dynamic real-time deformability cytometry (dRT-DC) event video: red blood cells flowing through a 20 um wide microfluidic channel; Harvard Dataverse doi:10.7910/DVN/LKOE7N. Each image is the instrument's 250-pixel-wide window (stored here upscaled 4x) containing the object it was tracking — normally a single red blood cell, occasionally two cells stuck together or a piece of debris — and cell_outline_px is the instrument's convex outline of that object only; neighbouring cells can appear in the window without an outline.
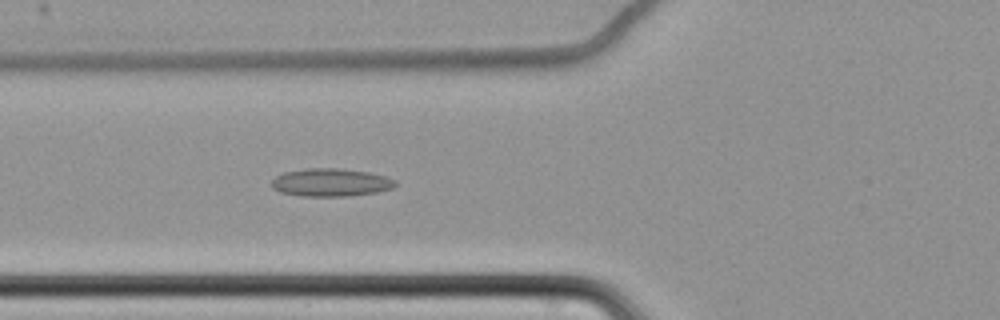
{"species": "common noctule bat (a hibernating species)", "species_latin": "Nyctalus noctula", "temperature_condition": "cold", "stored_images_in_passage": 49, "camera_frame_rate_fps": 3000, "um_per_image_px": 0.085, "animal": {"sex": "female", "body_mass_g": 22.7, "forearm_length_mm": 54.2}, "frame": {"image": 1, "passage_image": 12, "time_ms": 3.667, "image_size_px": [1000, 320], "cell_outline_px": [[396, 184], [392, 188], [376, 192], [352, 196], [300, 196], [280, 192], [272, 188], [272, 180], [276, 176], [284, 172], [304, 168], [340, 168], [368, 172], [384, 176], [396, 180]], "centroid_in_image_um": [28.09, 15.51], "position_along_channel_um": 97.7, "area_um2": 20.23}}
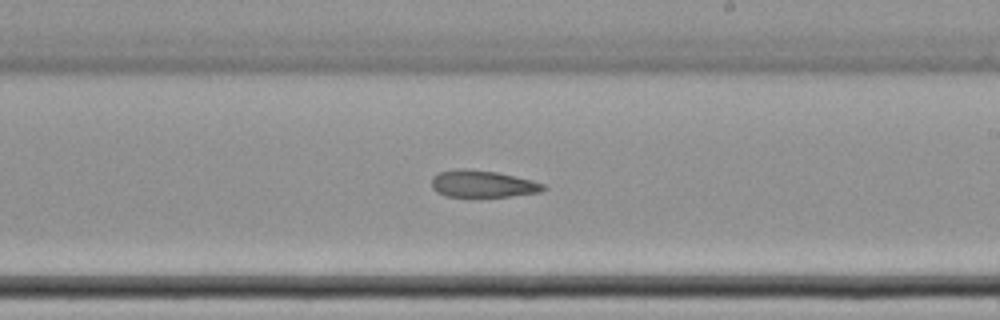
{"frame": {"image": 2, "passage_image": 25, "time_ms": 8.0, "image_size_px": [1000, 320], "cell_outline_px": [[548, 188], [540, 192], [508, 196], [444, 196], [436, 192], [432, 188], [432, 176], [436, 172], [456, 168], [464, 168], [496, 172], [532, 180], [544, 184]], "centroid_in_image_um": [40.98, 15.61], "position_along_channel_um": 248.0, "area_um2": 17.63}}
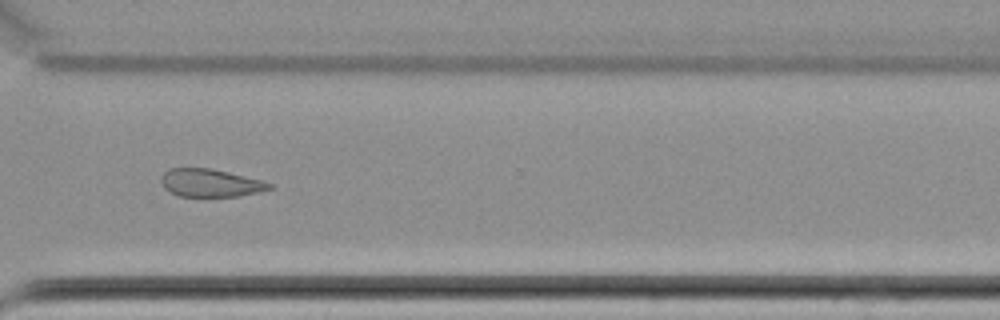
{"frame": {"image": 3, "passage_image": 34, "time_ms": 11.0, "image_size_px": [1000, 320], "cell_outline_px": [[272, 188], [260, 192], [240, 196], [176, 196], [168, 192], [164, 188], [160, 180], [160, 176], [168, 168], [212, 168], [260, 180], [272, 184]], "centroid_in_image_um": [17.82, 15.55], "position_along_channel_um": 352.8, "area_um2": 17.69}}